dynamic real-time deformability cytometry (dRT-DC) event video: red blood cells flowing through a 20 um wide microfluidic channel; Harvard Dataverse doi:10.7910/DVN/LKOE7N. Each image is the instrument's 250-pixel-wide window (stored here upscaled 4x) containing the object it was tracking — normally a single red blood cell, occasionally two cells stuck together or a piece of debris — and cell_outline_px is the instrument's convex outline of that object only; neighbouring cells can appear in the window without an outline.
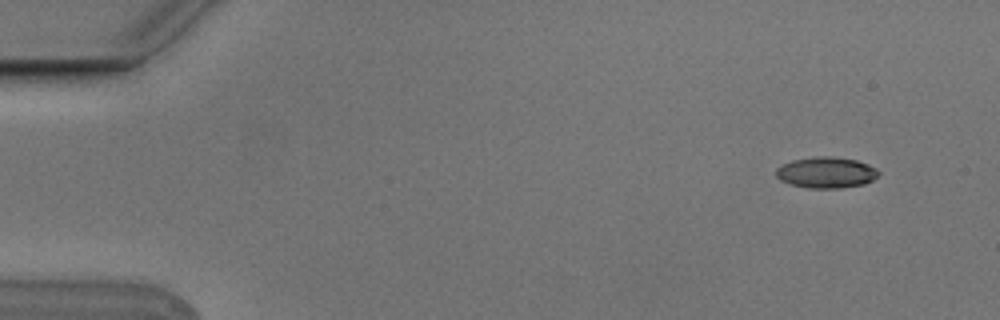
{"species": "Egyptian fruit bat (a non-hibernating species)", "species_latin": "Rousettus aegyptiacus", "temperature_condition": "cold", "stored_images_in_passage": 6, "camera_frame_rate_fps": 3000, "um_per_image_px": 0.085, "animal": {"sex": "male"}, "frame": {"image": 1, "passage_image": 2, "time_ms": 0.333, "image_size_px": [1000, 320], "cell_outline_px": [[880, 172], [872, 180], [864, 184], [840, 188], [808, 188], [792, 184], [780, 180], [776, 176], [776, 168], [792, 160], [816, 156], [832, 156], [856, 160], [868, 164], [876, 168]], "centroid_in_image_um": [70.23, 14.66], "position_along_channel_um": 14.8, "area_um2": 18.5}}